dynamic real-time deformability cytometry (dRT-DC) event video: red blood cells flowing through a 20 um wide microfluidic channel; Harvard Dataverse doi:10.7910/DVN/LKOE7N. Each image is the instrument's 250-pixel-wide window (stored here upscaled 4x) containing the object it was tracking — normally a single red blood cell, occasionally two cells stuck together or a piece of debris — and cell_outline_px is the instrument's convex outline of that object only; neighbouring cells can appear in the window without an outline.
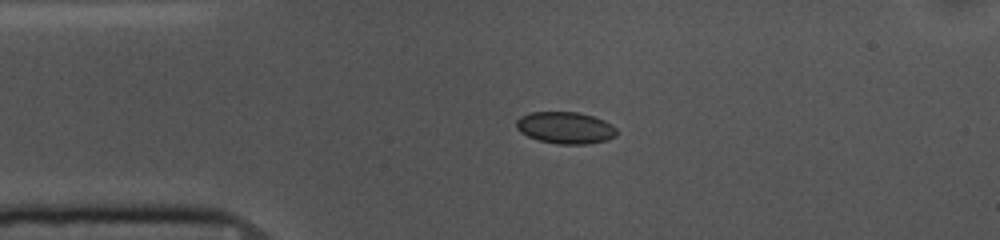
{"species": "common noctule bat (a hibernating species)", "species_latin": "Nyctalus noctula", "temperature_condition": "cold", "stored_images_in_passage": 43, "camera_frame_rate_fps": 3000, "um_per_image_px": 0.085, "animal": {"sex": "female", "body_mass_g": 10.0, "forearm_length_mm": 53.1}, "frame": {"image": 1, "passage_image": 1, "time_ms": 0.0, "image_size_px": [1000, 240], "cell_outline_px": [[616, 136], [608, 140], [588, 144], [556, 144], [540, 140], [528, 136], [520, 132], [516, 128], [516, 120], [520, 116], [532, 112], [576, 112], [596, 116], [612, 124], [616, 128]], "centroid_in_image_um": [48.08, 10.86], "position_along_channel_um": 36.9, "area_um2": 18.79}}
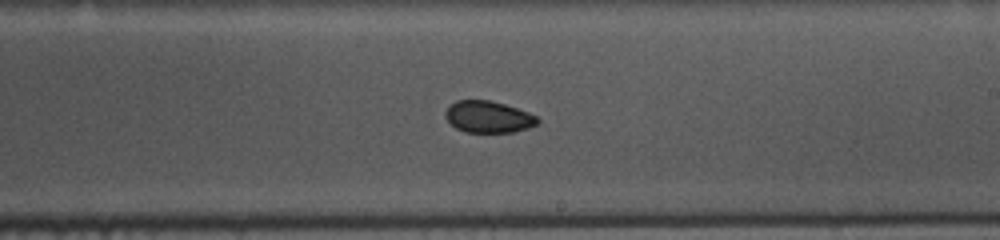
{"frame": {"image": 2, "passage_image": 20, "time_ms": 6.333, "image_size_px": [1000, 240], "cell_outline_px": [[540, 124], [528, 128], [512, 132], [464, 132], [456, 128], [444, 116], [444, 112], [448, 104], [456, 100], [488, 100], [504, 104], [528, 112], [536, 116], [540, 120]], "centroid_in_image_um": [41.49, 9.93], "position_along_channel_um": 247.5, "area_um2": 17.17}}
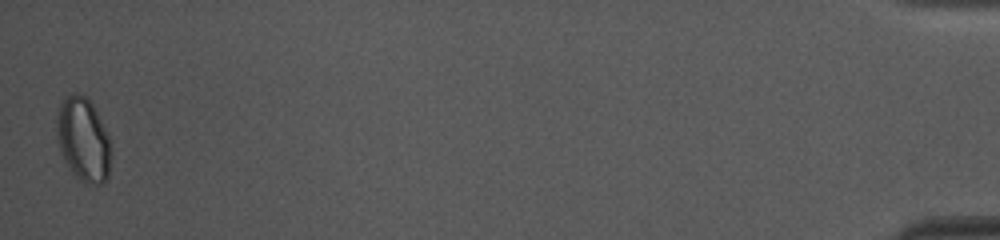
{"frame": {"image": 3, "passage_image": 43, "time_ms": 14.0, "image_size_px": [1000, 240], "cell_outline_px": [[112, 152], [108, 176], [100, 184], [84, 184], [68, 168], [64, 160], [56, 136], [56, 120], [60, 100], [72, 92], [76, 92], [84, 96], [92, 104], [108, 136]], "centroid_in_image_um": [7.06, 11.86], "position_along_channel_um": 428.1, "area_um2": 26.65}, "authors_computed_cell_mechanics": {"area_um2": 18.1492, "velocity_mm_per_s": 3.6565, "shape_relaxation_time_tau1_ms": 9.2384, "shape_relaxation_time_tau2_ms": 4.7656, "deformation_change_tau1": 0.0963, "deformation_change_tau2": 0.0529}}